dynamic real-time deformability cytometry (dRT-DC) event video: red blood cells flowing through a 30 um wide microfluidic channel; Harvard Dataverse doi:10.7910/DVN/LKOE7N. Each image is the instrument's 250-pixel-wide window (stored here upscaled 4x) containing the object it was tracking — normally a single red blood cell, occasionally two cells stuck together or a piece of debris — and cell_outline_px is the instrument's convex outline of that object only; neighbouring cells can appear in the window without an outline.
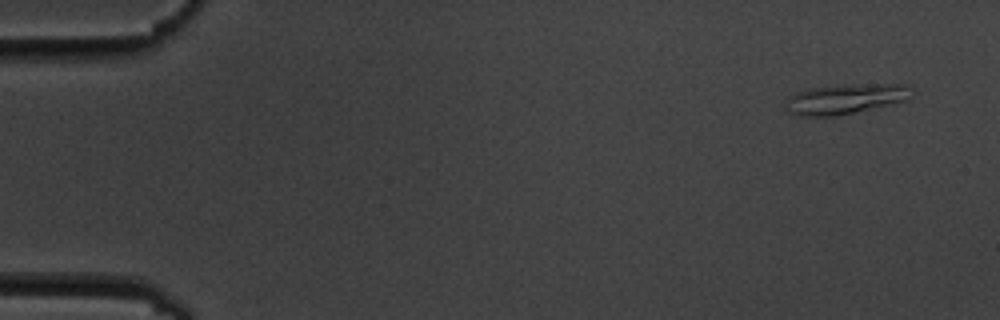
{"species": "common noctule bat (a hibernating species)", "species_latin": "Nyctalus noctula", "temperature_condition": "cold", "stored_images_in_passage": 5, "camera_frame_rate_fps": 3000, "um_per_image_px": 0.085, "animal": {"sex": "male", "body_mass_g": 19.5, "forearm_length_mm": 54.6}, "frame": {"image": 1, "passage_image": 1, "time_ms": 0.0, "image_size_px": [1000, 320], "cell_outline_px": [[908, 100], [836, 116], [800, 116], [784, 112], [784, 104], [788, 96], [796, 92], [812, 88], [844, 84], [908, 84]], "centroid_in_image_um": [71.74, 8.41], "position_along_channel_um": 13.3, "area_um2": 22.08}}
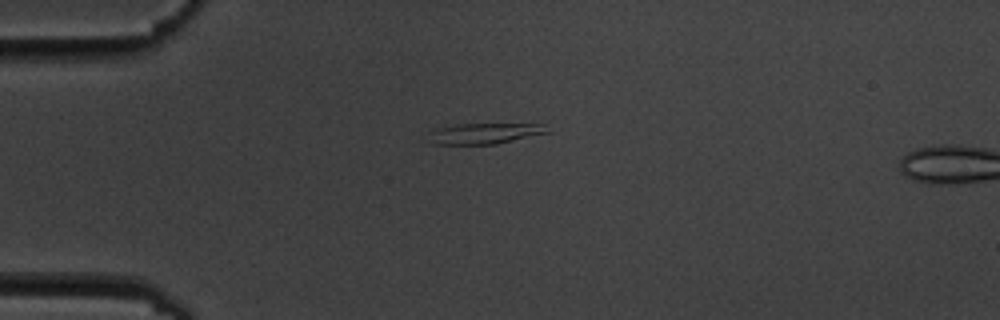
{"frame": {"image": 2, "passage_image": 4, "time_ms": 3.667, "image_size_px": [1000, 320], "cell_outline_px": [[552, 132], [496, 144], [432, 144], [432, 132], [440, 128], [460, 124], [544, 124]], "centroid_in_image_um": [41.33, 11.34], "position_along_channel_um": 43.7, "area_um2": 14.05}}